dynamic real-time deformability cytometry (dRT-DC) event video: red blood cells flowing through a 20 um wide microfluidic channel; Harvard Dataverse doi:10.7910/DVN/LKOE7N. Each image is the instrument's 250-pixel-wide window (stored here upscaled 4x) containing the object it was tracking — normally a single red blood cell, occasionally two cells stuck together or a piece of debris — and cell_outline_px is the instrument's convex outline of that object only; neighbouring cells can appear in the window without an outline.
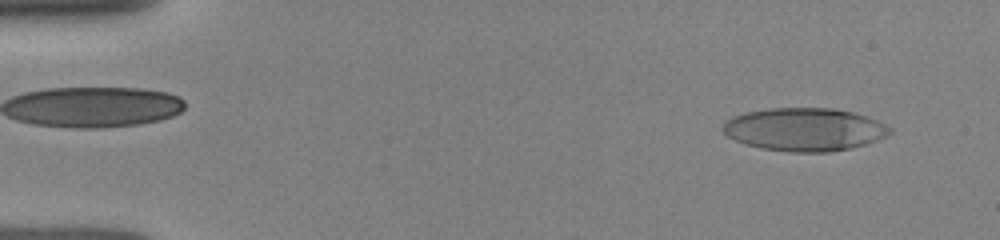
{"species": "human", "species_latin": "Homo sapiens", "temperature_condition": "room temperature", "stored_images_in_passage": 96, "camera_frame_rate_fps": 3000, "um_per_image_px": 0.085, "donor": {"sex": "female"}, "frame": {"image": 1, "passage_image": 3, "time_ms": 0.667, "image_size_px": [1000, 240], "cell_outline_px": [[892, 132], [876, 140], [852, 148], [832, 152], [792, 152], [760, 148], [744, 144], [728, 136], [720, 128], [732, 116], [744, 112], [772, 108], [832, 108], [852, 112], [868, 116], [892, 128]], "centroid_in_image_um": [68.37, 11.0], "position_along_channel_um": 16.6, "area_um2": 41.91}}
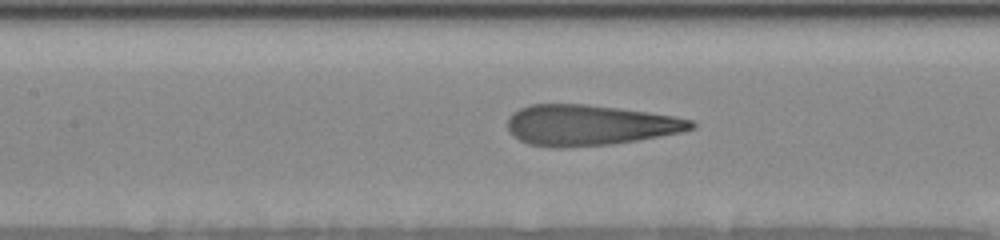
{"frame": {"image": 2, "passage_image": 34, "time_ms": 6.667, "image_size_px": [1000, 240], "cell_outline_px": [[696, 128], [680, 132], [636, 140], [612, 144], [564, 148], [552, 148], [528, 144], [512, 136], [508, 132], [508, 116], [512, 112], [520, 108], [532, 104], [584, 104], [620, 108], [648, 112], [672, 116], [692, 120], [696, 124]], "centroid_in_image_um": [50.06, 10.64], "position_along_channel_um": 157.3, "area_um2": 43.64}}
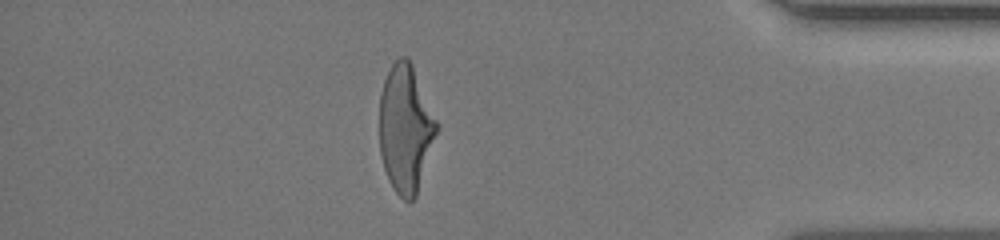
{"frame": {"image": 3, "passage_image": 78, "time_ms": 13.333, "image_size_px": [1000, 240], "cell_outline_px": [[440, 128], [416, 196], [412, 200], [404, 200], [392, 188], [388, 180], [380, 156], [380, 92], [384, 80], [392, 64], [400, 56], [408, 56], [412, 64], [440, 124]], "centroid_in_image_um": [34.5, 10.92], "position_along_channel_um": 400.7, "area_um2": 43.12}}